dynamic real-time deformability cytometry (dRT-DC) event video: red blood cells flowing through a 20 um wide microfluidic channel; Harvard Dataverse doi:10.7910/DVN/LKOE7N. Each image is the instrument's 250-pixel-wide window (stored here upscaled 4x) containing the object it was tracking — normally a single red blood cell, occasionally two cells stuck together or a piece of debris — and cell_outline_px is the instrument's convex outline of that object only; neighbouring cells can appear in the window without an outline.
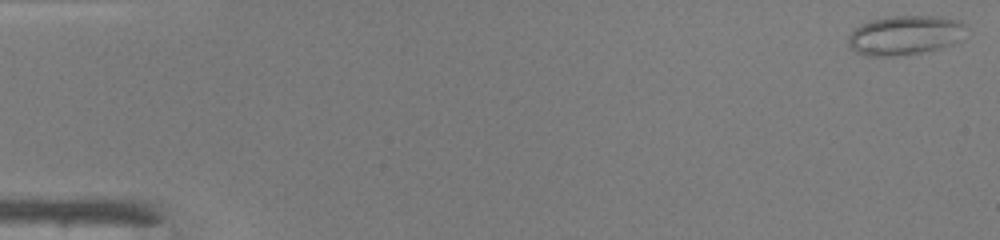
{"species": "common noctule bat (a hibernating species)", "species_latin": "Nyctalus noctula", "temperature_condition": "warm", "stored_images_in_passage": 48, "camera_frame_rate_fps": 3000, "um_per_image_px": 0.085, "animal": {"sex": "male", "body_mass_g": 19.0, "forearm_length_mm": 50.8}, "frame": {"image": 1, "passage_image": 1, "time_ms": 0.0, "image_size_px": [1000, 240], "cell_outline_px": [[964, 24], [956, 40], [952, 44], [920, 52], [892, 56], [868, 56], [856, 52], [848, 44], [848, 36], [852, 28], [872, 20], [892, 16], [940, 16], [960, 20]], "centroid_in_image_um": [76.81, 2.98], "position_along_channel_um": 8.2, "area_um2": 26.47}}
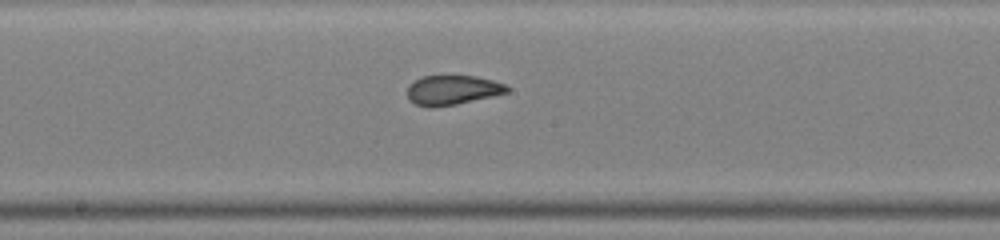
{"frame": {"image": 2, "passage_image": 26, "time_ms": 8.333, "image_size_px": [1000, 240], "cell_outline_px": [[512, 88], [508, 92], [492, 96], [456, 104], [432, 108], [428, 108], [416, 104], [408, 100], [408, 84], [424, 76], [476, 76], [508, 84]], "centroid_in_image_um": [38.48, 7.66], "position_along_channel_um": 209.7, "area_um2": 17.28}}
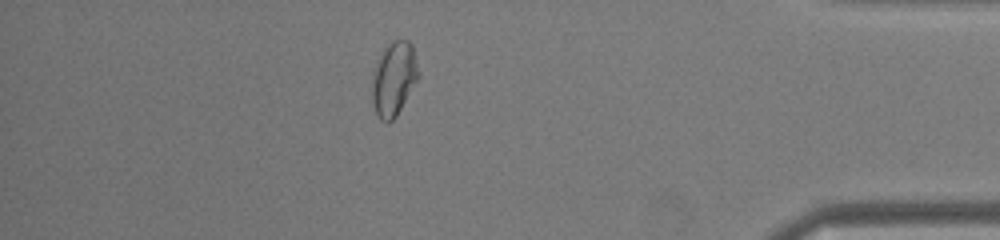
{"frame": {"image": 3, "passage_image": 42, "time_ms": 13.667, "image_size_px": [1000, 240], "cell_outline_px": [[420, 76], [396, 116], [392, 120], [380, 120], [376, 116], [372, 104], [372, 76], [380, 52], [392, 40], [408, 40], [412, 44], [420, 72]], "centroid_in_image_um": [33.47, 6.67], "position_along_channel_um": 401.7, "area_um2": 20.17}, "authors_computed_cell_mechanics": {"area_um2": 19.3052, "velocity_mm_per_s": 4.2591, "shape_relaxation_time_tau1_ms": null, "shape_relaxation_time_tau2_ms": 0.9479, "deformation_change_tau1": null, "deformation_change_tau2": 0.0532}}